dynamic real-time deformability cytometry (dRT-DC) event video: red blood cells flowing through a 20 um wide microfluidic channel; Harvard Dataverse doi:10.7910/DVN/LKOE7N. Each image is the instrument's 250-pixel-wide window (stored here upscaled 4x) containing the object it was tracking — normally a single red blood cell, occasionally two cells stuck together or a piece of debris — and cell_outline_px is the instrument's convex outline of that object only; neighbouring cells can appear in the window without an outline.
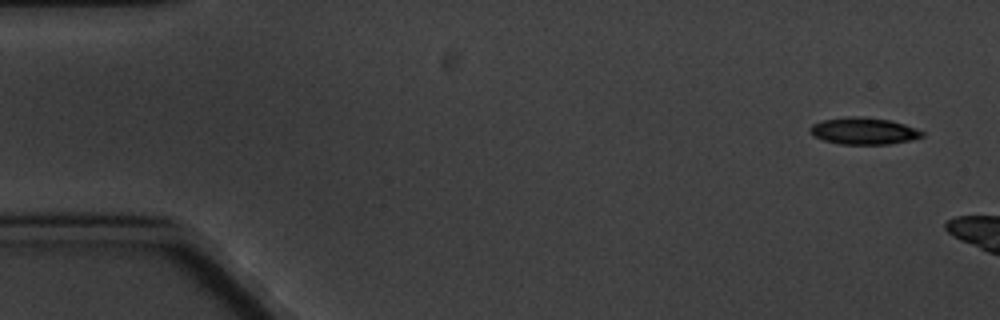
{"species": "common noctule bat (a hibernating species)", "species_latin": "Nyctalus noctula", "temperature_condition": "cold", "stored_images_in_passage": 4, "camera_frame_rate_fps": 3000, "um_per_image_px": 0.085, "animal": {"sex": "male", "body_mass_g": 20.1, "forearm_length_mm": 53.5}, "frame": {"image": 1, "passage_image": 1, "time_ms": 0.0, "image_size_px": [1000, 320], "cell_outline_px": [[924, 136], [912, 140], [888, 144], [840, 144], [824, 140], [812, 136], [808, 128], [812, 124], [824, 120], [844, 116], [864, 116], [888, 120], [904, 124], [924, 132]], "centroid_in_image_um": [73.38, 11.13], "position_along_channel_um": 11.6, "area_um2": 17.63}}